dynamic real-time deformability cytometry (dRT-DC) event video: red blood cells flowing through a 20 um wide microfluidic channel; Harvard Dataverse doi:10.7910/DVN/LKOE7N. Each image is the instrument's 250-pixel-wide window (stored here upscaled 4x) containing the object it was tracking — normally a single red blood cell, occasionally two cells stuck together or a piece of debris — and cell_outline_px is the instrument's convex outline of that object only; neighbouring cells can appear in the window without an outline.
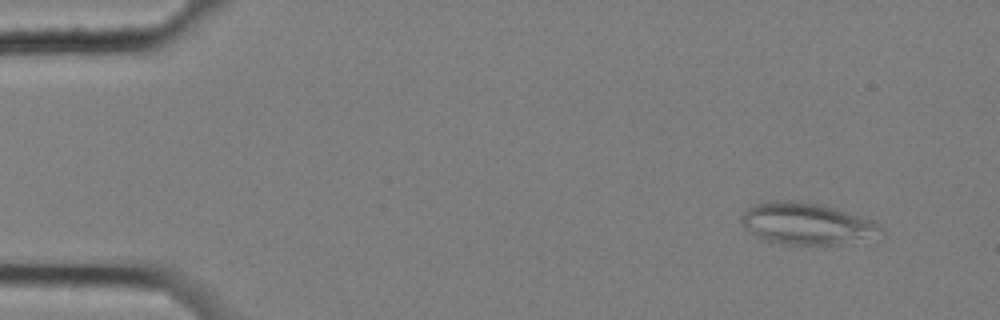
{"species": "common noctule bat (a hibernating species)", "species_latin": "Nyctalus noctula", "temperature_condition": "cold", "stored_images_in_passage": 7, "camera_frame_rate_fps": 3000, "um_per_image_px": 0.085, "animal": {"sex": "female", "body_mass_g": 25.1}, "frame": {"image": 1, "passage_image": 2, "time_ms": 0.333, "image_size_px": [1000, 320], "cell_outline_px": [[884, 236], [840, 244], [780, 244], [756, 236], [740, 220], [744, 212], [752, 204], [772, 200], [800, 200], [824, 204], [872, 220], [884, 228]], "centroid_in_image_um": [68.64, 18.99], "position_along_channel_um": 16.4, "area_um2": 34.16}}